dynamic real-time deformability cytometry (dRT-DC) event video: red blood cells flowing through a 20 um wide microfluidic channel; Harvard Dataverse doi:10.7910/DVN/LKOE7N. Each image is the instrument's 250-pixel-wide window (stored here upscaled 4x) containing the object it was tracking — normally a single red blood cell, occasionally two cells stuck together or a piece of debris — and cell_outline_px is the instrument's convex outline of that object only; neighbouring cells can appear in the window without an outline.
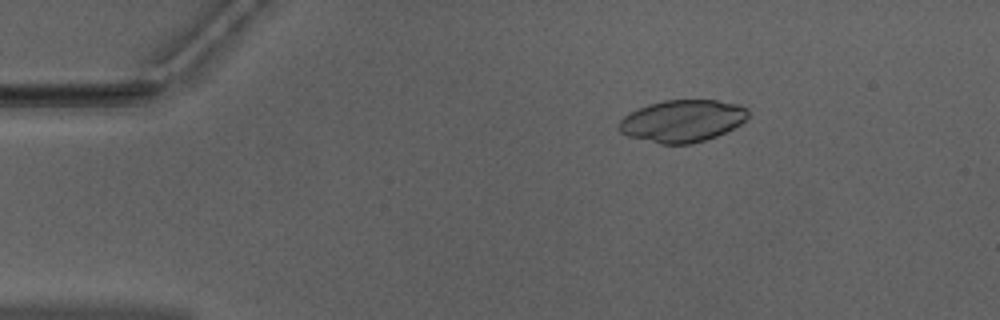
{"species": "Egyptian fruit bat (a non-hibernating species)", "species_latin": "Rousettus aegyptiacus", "temperature_condition": "warm", "stored_images_in_passage": 14, "camera_frame_rate_fps": 3000, "um_per_image_px": 0.085, "animal": {"sex": "male"}, "frame": {"image": 1, "passage_image": 3, "time_ms": 0.667, "image_size_px": [1000, 320], "cell_outline_px": [[748, 116], [740, 124], [716, 136], [692, 144], [660, 144], [628, 136], [620, 132], [616, 128], [620, 120], [624, 116], [648, 104], [664, 100], [716, 100], [736, 104], [748, 108]], "centroid_in_image_um": [57.97, 10.28], "position_along_channel_um": 27.0, "area_um2": 31.56}}